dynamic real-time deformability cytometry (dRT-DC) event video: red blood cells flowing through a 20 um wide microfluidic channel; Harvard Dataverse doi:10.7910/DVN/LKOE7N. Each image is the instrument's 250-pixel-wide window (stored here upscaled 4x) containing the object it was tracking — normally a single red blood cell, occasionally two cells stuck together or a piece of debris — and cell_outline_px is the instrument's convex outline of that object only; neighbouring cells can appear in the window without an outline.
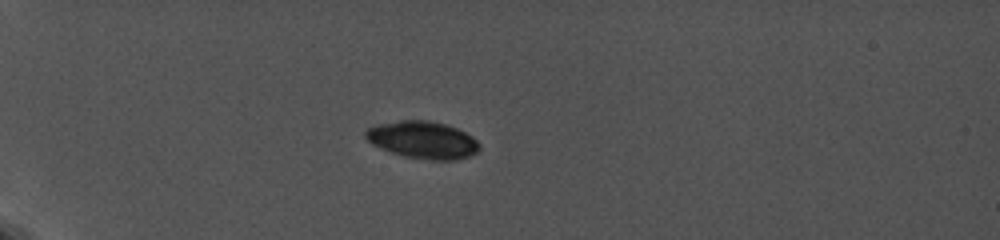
{"species": "common noctule bat (a hibernating species)", "species_latin": "Nyctalus noctula", "temperature_condition": "cold", "stored_images_in_passage": 10, "camera_frame_rate_fps": 5000, "um_per_image_px": 0.085, "animal": {"sex": "female", "body_mass_g": 19.0, "forearm_length_mm": 56.7}, "frame": {"image": 1, "passage_image": 1, "time_ms": 0.0, "image_size_px": [1000, 240], "cell_outline_px": [[480, 148], [476, 152], [468, 156], [456, 160], [432, 160], [404, 156], [392, 152], [372, 144], [364, 136], [364, 132], [368, 128], [380, 124], [400, 120], [428, 120], [444, 124], [456, 128], [472, 136], [480, 144]], "centroid_in_image_um": [35.94, 11.89], "position_along_channel_um": 49.1, "area_um2": 24.51}}